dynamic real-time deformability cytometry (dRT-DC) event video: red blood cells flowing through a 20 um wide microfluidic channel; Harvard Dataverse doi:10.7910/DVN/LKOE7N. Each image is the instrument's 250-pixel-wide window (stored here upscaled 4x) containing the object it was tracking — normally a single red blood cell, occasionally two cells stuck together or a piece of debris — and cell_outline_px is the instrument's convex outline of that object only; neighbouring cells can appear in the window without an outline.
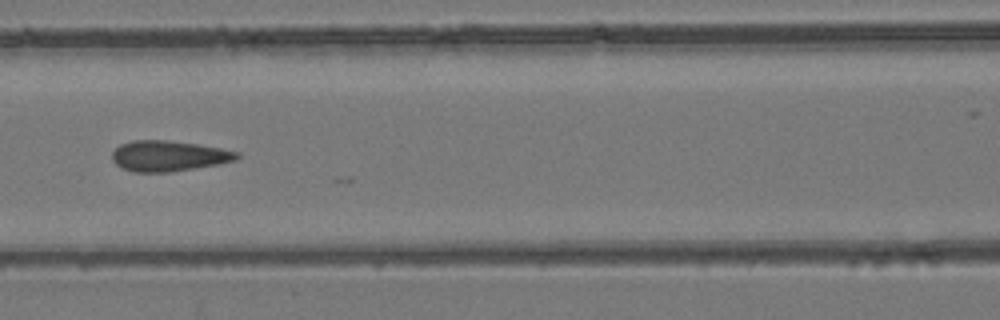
{"species": "common noctule bat (a hibernating species)", "species_latin": "Nyctalus noctula", "temperature_condition": "room temperature", "stored_images_in_passage": 6, "camera_frame_rate_fps": 3000, "um_per_image_px": 0.085, "animal": {"sex": "female", "body_mass_g": 24.6, "forearm_length_mm": 56.2}, "frame": {"image": 1, "passage_image": 6, "time_ms": 6.667, "image_size_px": [1000, 320], "cell_outline_px": [[240, 156], [236, 160], [216, 164], [168, 172], [132, 172], [116, 164], [112, 160], [112, 152], [120, 144], [132, 140], [168, 140], [196, 144], [220, 148], [240, 152]], "centroid_in_image_um": [14.31, 13.24], "position_along_channel_um": 152.3, "area_um2": 22.08}}